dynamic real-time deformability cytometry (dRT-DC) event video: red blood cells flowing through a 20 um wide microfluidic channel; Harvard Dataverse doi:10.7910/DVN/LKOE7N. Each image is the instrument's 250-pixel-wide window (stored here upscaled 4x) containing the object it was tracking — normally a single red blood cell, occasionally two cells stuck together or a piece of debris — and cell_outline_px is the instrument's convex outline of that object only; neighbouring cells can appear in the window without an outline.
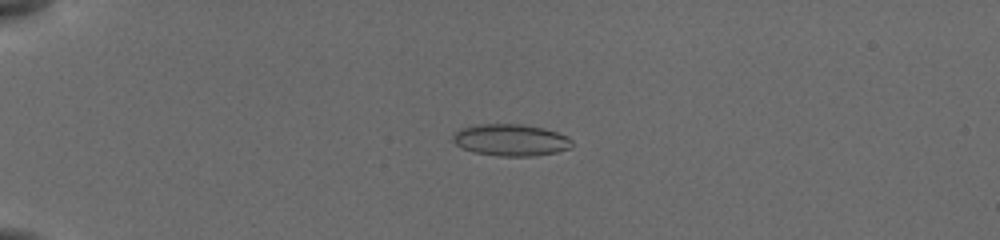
{"species": "common noctule bat (a hibernating species)", "species_latin": "Nyctalus noctula", "temperature_condition": "cold", "stored_images_in_passage": 43, "camera_frame_rate_fps": 3000, "um_per_image_px": 0.085, "animal": {"sex": "female", "body_mass_g": 19.5, "forearm_length_mm": 54.1}, "frame": {"image": 1, "passage_image": 9, "time_ms": 5.0, "image_size_px": [1000, 240], "cell_outline_px": [[572, 148], [556, 152], [532, 156], [500, 156], [476, 152], [464, 148], [456, 144], [452, 140], [452, 136], [460, 128], [480, 124], [520, 124], [544, 128], [568, 136], [572, 140]], "centroid_in_image_um": [43.44, 11.9], "position_along_channel_um": 41.6, "area_um2": 21.96}}
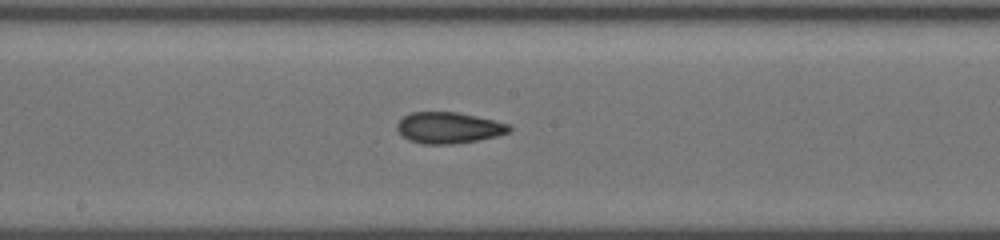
{"frame": {"image": 2, "passage_image": 27, "time_ms": 10.667, "image_size_px": [1000, 240], "cell_outline_px": [[512, 128], [508, 132], [496, 136], [456, 144], [420, 144], [408, 140], [400, 136], [396, 128], [396, 124], [404, 116], [412, 112], [456, 112], [496, 120], [508, 124]], "centroid_in_image_um": [38.09, 10.87], "position_along_channel_um": 210.1, "area_um2": 20.52}}
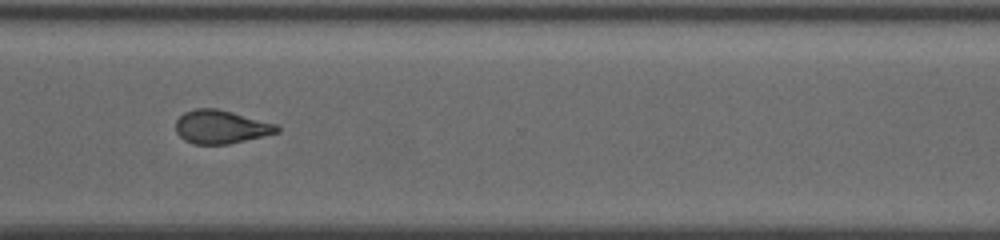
{"frame": {"image": 3, "passage_image": 42, "time_ms": 14.333, "image_size_px": [1000, 240], "cell_outline_px": [[280, 132], [228, 144], [192, 144], [184, 140], [176, 132], [176, 120], [184, 112], [196, 108], [216, 108], [232, 112], [276, 124], [280, 128]], "centroid_in_image_um": [18.76, 10.78], "position_along_channel_um": 351.8, "area_um2": 19.65}}